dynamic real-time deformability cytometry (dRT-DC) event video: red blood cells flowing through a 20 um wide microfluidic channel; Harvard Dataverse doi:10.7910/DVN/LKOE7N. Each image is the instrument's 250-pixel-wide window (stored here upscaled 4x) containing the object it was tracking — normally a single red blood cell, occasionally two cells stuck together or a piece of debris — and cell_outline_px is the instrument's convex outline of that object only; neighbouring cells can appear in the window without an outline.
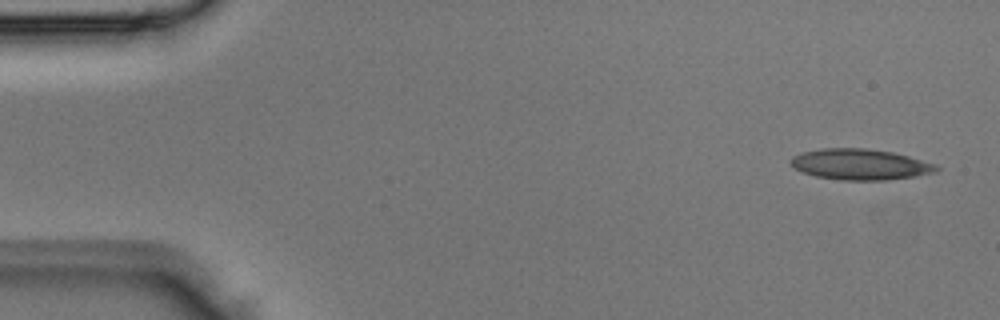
{"species": "Egyptian fruit bat (a non-hibernating species)", "species_latin": "Rousettus aegyptiacus", "temperature_condition": "room temperature", "stored_images_in_passage": 3, "camera_frame_rate_fps": 3000, "um_per_image_px": 0.085, "animal": {"sex": "male"}, "frame": {"image": 1, "passage_image": 1, "time_ms": 0.0, "image_size_px": [1000, 320], "cell_outline_px": [[940, 168], [936, 172], [888, 180], [840, 180], [816, 176], [800, 172], [788, 164], [788, 160], [792, 156], [800, 152], [820, 148], [868, 148], [892, 152], [908, 156], [936, 164]], "centroid_in_image_um": [73.03, 13.96], "position_along_channel_um": 12.0, "area_um2": 26.47}}